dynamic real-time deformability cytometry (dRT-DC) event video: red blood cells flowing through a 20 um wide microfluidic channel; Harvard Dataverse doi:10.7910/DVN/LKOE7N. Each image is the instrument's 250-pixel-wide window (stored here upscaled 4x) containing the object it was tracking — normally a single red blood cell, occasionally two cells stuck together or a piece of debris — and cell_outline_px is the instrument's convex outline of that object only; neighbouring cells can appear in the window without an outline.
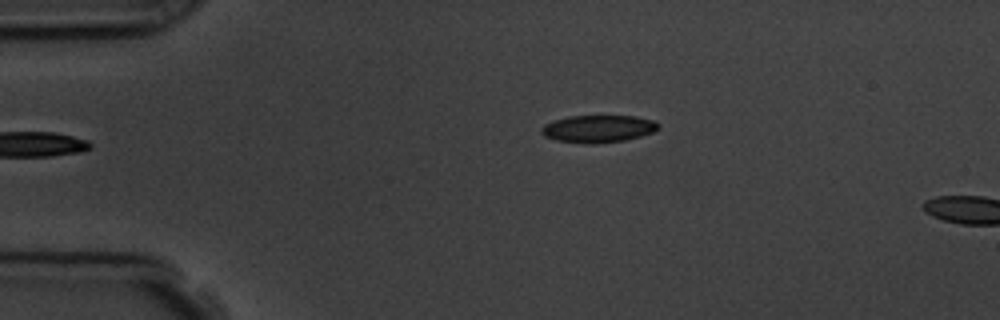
{"species": "common noctule bat (a hibernating species)", "species_latin": "Nyctalus noctula", "temperature_condition": "room temperature", "stored_images_in_passage": 3, "camera_frame_rate_fps": 3000, "um_per_image_px": 0.085, "animal": {"sex": "male", "body_mass_g": 19.5, "forearm_length_mm": 54.6}, "frame": {"image": 1, "passage_image": 3, "time_ms": 2.333, "image_size_px": [1000, 320], "cell_outline_px": [[660, 124], [652, 132], [640, 136], [624, 140], [596, 144], [584, 144], [556, 140], [544, 136], [540, 132], [540, 128], [544, 124], [552, 120], [568, 116], [636, 116], [656, 120]], "centroid_in_image_um": [50.8, 10.94], "position_along_channel_um": 34.2, "area_um2": 18.84}}